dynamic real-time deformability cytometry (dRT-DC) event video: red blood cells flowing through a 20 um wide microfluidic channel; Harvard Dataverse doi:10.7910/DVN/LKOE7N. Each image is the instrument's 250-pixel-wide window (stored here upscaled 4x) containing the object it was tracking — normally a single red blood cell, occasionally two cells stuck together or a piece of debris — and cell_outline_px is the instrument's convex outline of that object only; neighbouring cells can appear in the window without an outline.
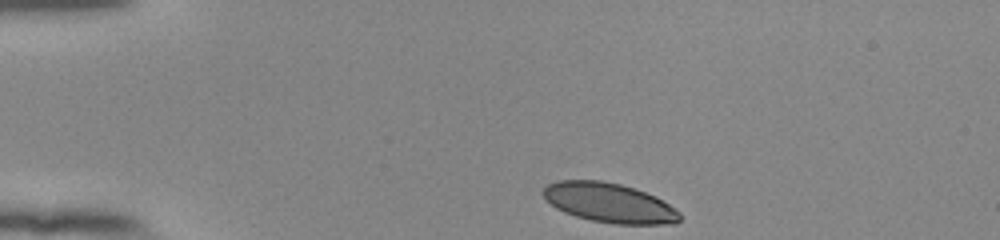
{"species": "human", "species_latin": "Homo sapiens", "temperature_condition": "room temperature", "stored_images_in_passage": 37, "camera_frame_rate_fps": 3000, "um_per_image_px": 0.085, "donor": {"sex": "female"}, "frame": {"image": 1, "passage_image": 1, "time_ms": 0.0, "image_size_px": [1000, 240], "cell_outline_px": [[680, 220], [676, 224], [616, 224], [592, 220], [576, 216], [564, 212], [556, 208], [540, 192], [548, 184], [560, 180], [600, 180], [620, 184], [656, 196], [680, 212]], "centroid_in_image_um": [51.79, 17.24], "position_along_channel_um": 33.2, "area_um2": 31.27}}
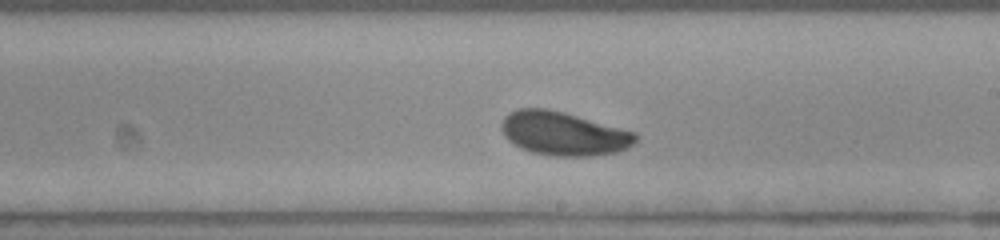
{"frame": {"image": 2, "passage_image": 22, "time_ms": 7.0, "image_size_px": [1000, 240], "cell_outline_px": [[636, 140], [632, 144], [620, 152], [592, 156], [552, 156], [532, 152], [520, 148], [512, 144], [504, 136], [500, 128], [500, 124], [504, 116], [508, 112], [516, 108], [548, 108], [564, 112], [636, 132]], "centroid_in_image_um": [47.85, 11.35], "position_along_channel_um": 241.2, "area_um2": 34.51}}
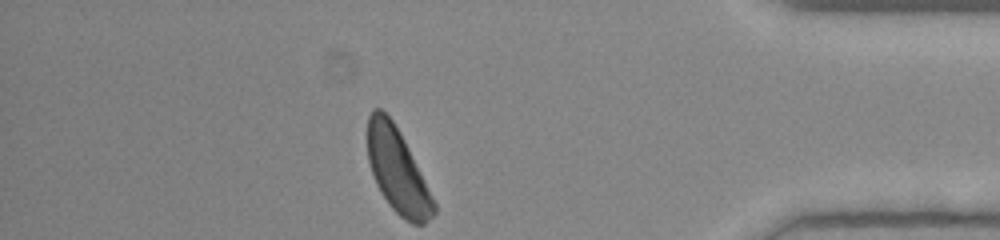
{"frame": {"image": 3, "passage_image": 37, "time_ms": 12.0, "image_size_px": [1000, 240], "cell_outline_px": [[436, 212], [424, 224], [412, 224], [404, 220], [388, 204], [380, 192], [376, 184], [368, 160], [368, 116], [372, 108], [380, 108], [392, 120], [404, 140], [436, 204]], "centroid_in_image_um": [33.77, 14.53], "position_along_channel_um": 401.4, "area_um2": 32.08}, "authors_computed_cell_mechanics": {"area_um2": 33.524, "velocity_mm_per_s": 3.8543, "shape_relaxation_time_tau1_ms": 3.8202, "shape_relaxation_time_tau2_ms": 2.6261, "deformation_change_tau1": 0.1237, "deformation_change_tau2": 0.0863}}